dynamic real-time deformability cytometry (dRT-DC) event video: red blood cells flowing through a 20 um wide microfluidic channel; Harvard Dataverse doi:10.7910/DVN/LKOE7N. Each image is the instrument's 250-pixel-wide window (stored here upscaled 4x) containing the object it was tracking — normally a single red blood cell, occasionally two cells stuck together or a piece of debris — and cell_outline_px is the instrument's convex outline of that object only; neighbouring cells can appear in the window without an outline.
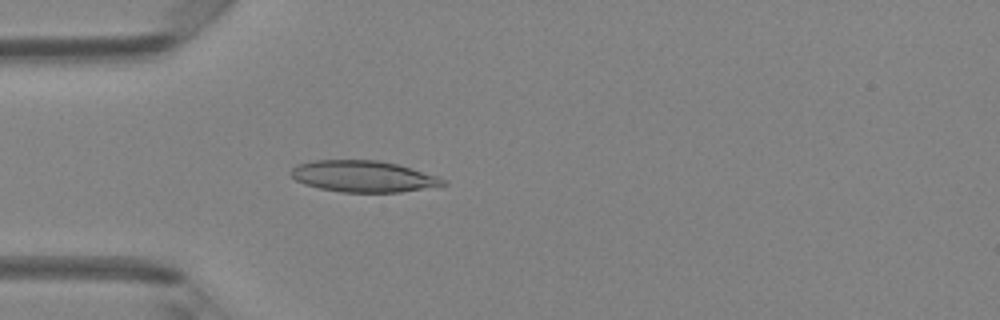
{"species": "Egyptian fruit bat (a non-hibernating species)", "species_latin": "Rousettus aegyptiacus", "temperature_condition": "room temperature", "stored_images_in_passage": 36, "camera_frame_rate_fps": 3000, "um_per_image_px": 0.085, "animal": {"sex": "female"}, "frame": {"image": 1, "passage_image": 2, "time_ms": 0.333, "image_size_px": [1000, 320], "cell_outline_px": [[448, 184], [400, 192], [340, 192], [320, 188], [304, 184], [296, 180], [288, 172], [296, 164], [312, 160], [380, 160], [400, 164], [436, 176], [444, 180]], "centroid_in_image_um": [30.83, 14.98], "position_along_channel_um": 54.2, "area_um2": 27.86}}
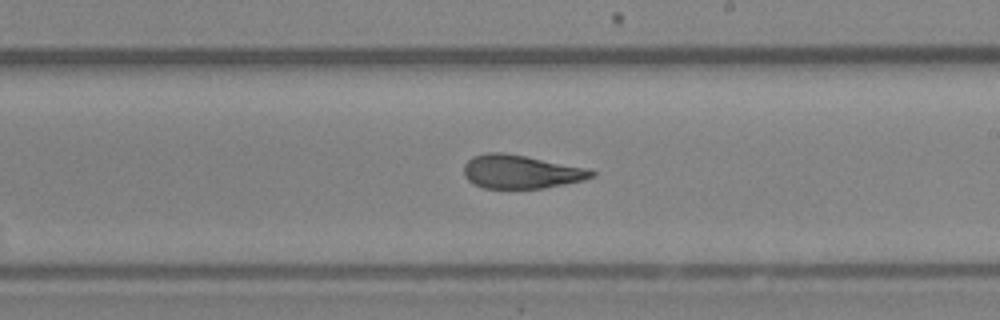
{"frame": {"image": 2, "passage_image": 16, "time_ms": 5.0, "image_size_px": [1000, 320], "cell_outline_px": [[596, 176], [584, 180], [544, 188], [484, 188], [472, 184], [464, 176], [464, 164], [472, 156], [484, 152], [504, 152], [588, 168], [596, 172]], "centroid_in_image_um": [44.26, 14.59], "position_along_channel_um": 244.7, "area_um2": 25.14}}
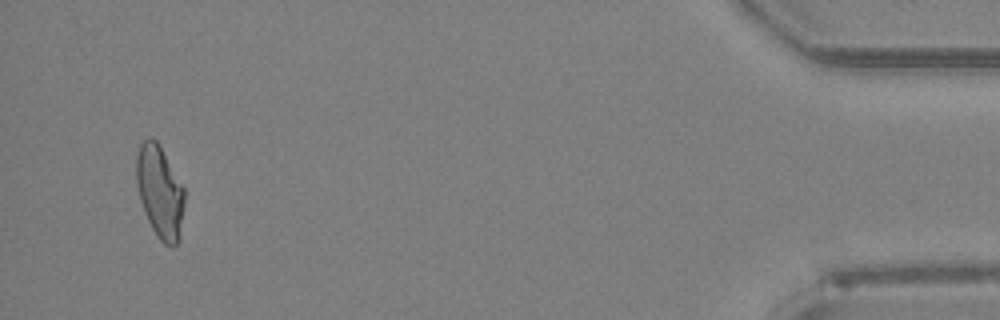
{"frame": {"image": 3, "passage_image": 34, "time_ms": 11.0, "image_size_px": [1000, 320], "cell_outline_px": [[184, 204], [180, 236], [176, 244], [172, 248], [164, 244], [156, 236], [148, 220], [140, 200], [136, 184], [136, 156], [140, 144], [148, 136], [156, 140], [184, 188]], "centroid_in_image_um": [13.57, 16.32], "position_along_channel_um": 421.6, "area_um2": 25.78}, "authors_computed_cell_mechanics": {"area_um2": 25.7788, "velocity_mm_per_s": 4.2489, "shape_relaxation_time_tau1_ms": 7.9088, "shape_relaxation_time_tau2_ms": 1.5131, "deformation_change_tau1": 0.1999, "deformation_change_tau2": 0.0901}}